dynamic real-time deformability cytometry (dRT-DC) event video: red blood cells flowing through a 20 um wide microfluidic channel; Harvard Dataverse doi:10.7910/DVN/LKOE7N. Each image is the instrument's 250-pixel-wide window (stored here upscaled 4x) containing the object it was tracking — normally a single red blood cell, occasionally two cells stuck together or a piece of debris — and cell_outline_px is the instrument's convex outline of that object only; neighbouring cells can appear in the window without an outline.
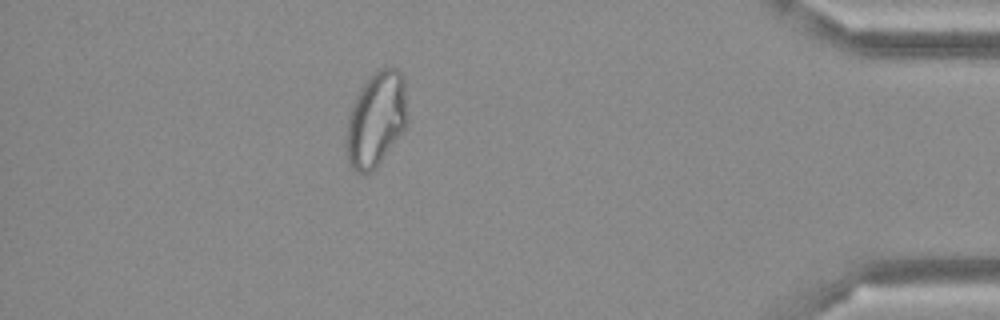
{"species": "Egyptian fruit bat (a non-hibernating species)", "species_latin": "Rousettus aegyptiacus", "temperature_condition": "cold", "stored_images_in_passage": 44, "camera_frame_rate_fps": 3000, "um_per_image_px": 0.085, "frame": {"image": 1, "passage_image": 38, "time_ms": 12.333, "image_size_px": [1000, 320], "cell_outline_px": [[408, 124], [376, 168], [372, 172], [356, 172], [352, 168], [348, 160], [344, 144], [344, 136], [348, 116], [352, 104], [360, 88], [368, 76], [380, 68], [392, 64], [404, 76], [408, 116]], "centroid_in_image_um": [31.96, 10.1], "position_along_channel_um": 403.2, "area_um2": 34.68}}